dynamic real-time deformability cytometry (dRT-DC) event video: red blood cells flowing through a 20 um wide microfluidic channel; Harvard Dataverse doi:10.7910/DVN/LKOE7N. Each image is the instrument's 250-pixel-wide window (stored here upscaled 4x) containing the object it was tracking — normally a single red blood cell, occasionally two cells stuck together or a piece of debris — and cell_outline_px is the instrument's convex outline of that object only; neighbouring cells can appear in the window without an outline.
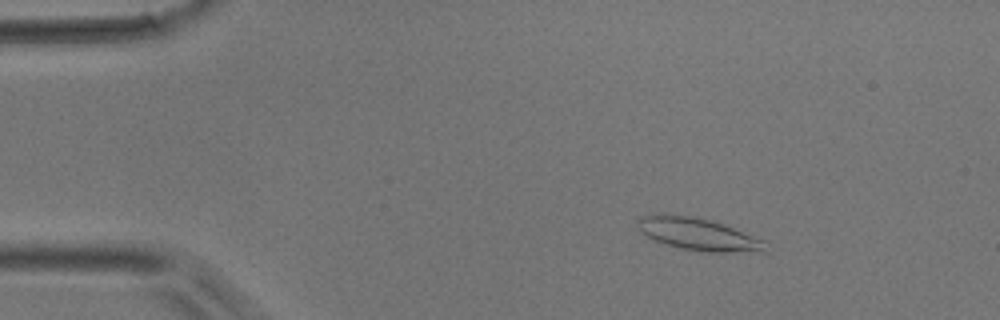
{"species": "common noctule bat (a hibernating species)", "species_latin": "Nyctalus noctula", "temperature_condition": "room temperature", "stored_images_in_passage": 48, "camera_frame_rate_fps": 3000, "um_per_image_px": 0.085, "animal": {"sex": "male", "body_mass_g": 17.9}, "frame": {"image": 1, "passage_image": 7, "time_ms": 2.0, "image_size_px": [1000, 320], "cell_outline_px": [[768, 252], [708, 252], [680, 248], [656, 240], [640, 232], [636, 228], [636, 220], [644, 216], [692, 216], [708, 220], [732, 228], [764, 240]], "centroid_in_image_um": [59.38, 19.94], "position_along_channel_um": 25.6, "area_um2": 23.29}}
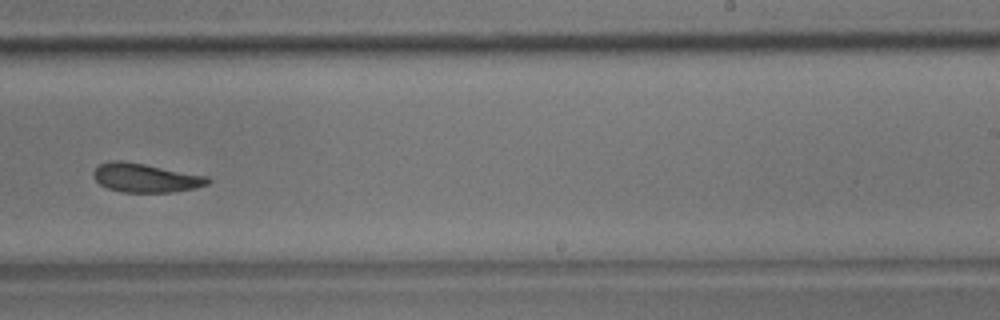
{"frame": {"image": 2, "passage_image": 30, "time_ms": 9.667, "image_size_px": [1000, 320], "cell_outline_px": [[212, 180], [208, 184], [196, 188], [172, 192], [120, 192], [108, 188], [100, 184], [92, 176], [92, 172], [100, 164], [120, 160], [144, 164], [208, 176]], "centroid_in_image_um": [12.39, 15.13], "position_along_channel_um": 276.6, "area_um2": 19.13}}
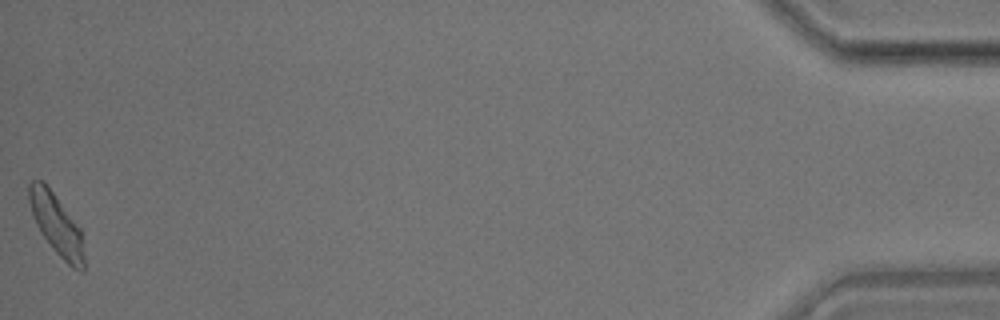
{"frame": {"image": 3, "passage_image": 48, "time_ms": 15.667, "image_size_px": [1000, 320], "cell_outline_px": [[84, 272], [80, 272], [72, 268], [52, 248], [40, 232], [36, 224], [28, 200], [28, 184], [32, 180], [44, 180], [80, 228], [84, 256]], "centroid_in_image_um": [4.79, 19.07], "position_along_channel_um": 430.4, "area_um2": 19.48}}